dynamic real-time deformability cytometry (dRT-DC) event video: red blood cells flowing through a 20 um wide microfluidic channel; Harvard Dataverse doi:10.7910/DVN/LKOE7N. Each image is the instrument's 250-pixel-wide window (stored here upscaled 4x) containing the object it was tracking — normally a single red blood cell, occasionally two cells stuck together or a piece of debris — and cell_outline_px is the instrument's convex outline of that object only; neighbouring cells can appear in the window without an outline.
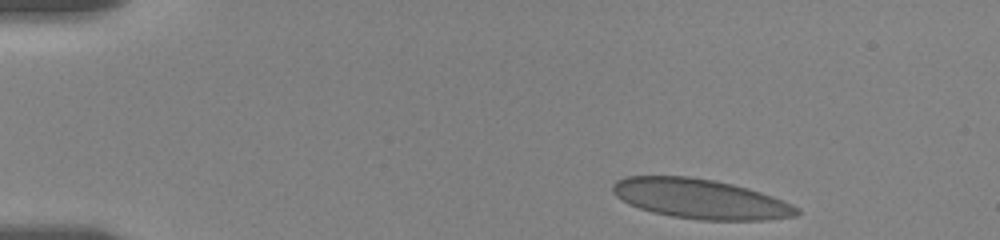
{"species": "human", "species_latin": "Homo sapiens", "temperature_condition": "room temperature", "stored_images_in_passage": 33, "camera_frame_rate_fps": 3000, "um_per_image_px": 0.085, "donor": {"sex": "female"}, "frame": {"image": 1, "passage_image": 1, "time_ms": 0.0, "image_size_px": [1000, 240], "cell_outline_px": [[800, 212], [796, 216], [764, 220], [700, 220], [672, 216], [652, 212], [628, 204], [616, 196], [612, 192], [612, 184], [616, 180], [628, 176], [688, 176], [716, 180], [748, 188], [772, 196], [792, 204], [800, 208]], "centroid_in_image_um": [59.52, 16.9], "position_along_channel_um": 25.5, "area_um2": 42.71}}
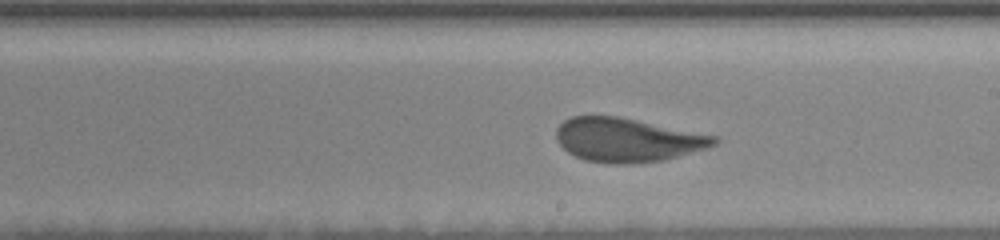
{"frame": {"image": 2, "passage_image": 19, "time_ms": 8.333, "image_size_px": [1000, 240], "cell_outline_px": [[720, 140], [716, 144], [708, 148], [664, 160], [628, 164], [608, 164], [584, 160], [568, 152], [556, 140], [556, 128], [564, 120], [572, 116], [620, 116], [720, 136]], "centroid_in_image_um": [53.37, 11.89], "position_along_channel_um": 235.6, "area_um2": 40.86}}
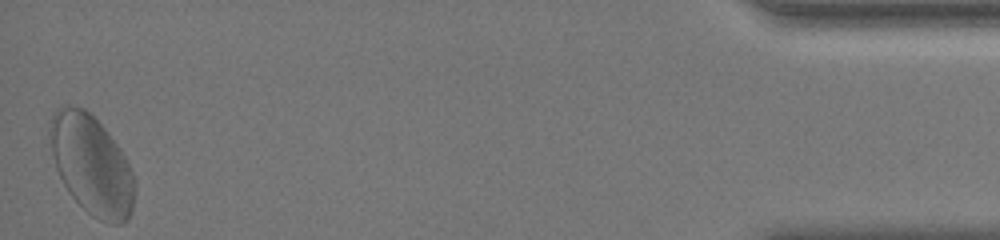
{"frame": {"image": 3, "passage_image": 33, "time_ms": 16.0, "image_size_px": [1000, 240], "cell_outline_px": [[136, 188], [132, 208], [128, 220], [120, 224], [108, 224], [92, 216], [68, 192], [56, 168], [52, 152], [48, 132], [52, 112], [56, 108], [84, 108], [104, 128], [120, 148], [132, 172], [136, 184]], "centroid_in_image_um": [7.8, 14.05], "position_along_channel_um": 427.4, "area_um2": 48.73}, "authors_computed_cell_mechanics": {"area_um2": 41.2114, "velocity_mm_per_s": 3.5144, "shape_relaxation_time_tau1_ms": 4.1183, "shape_relaxation_time_tau2_ms": null, "deformation_change_tau1": 0.1109, "deformation_change_tau2": null}}